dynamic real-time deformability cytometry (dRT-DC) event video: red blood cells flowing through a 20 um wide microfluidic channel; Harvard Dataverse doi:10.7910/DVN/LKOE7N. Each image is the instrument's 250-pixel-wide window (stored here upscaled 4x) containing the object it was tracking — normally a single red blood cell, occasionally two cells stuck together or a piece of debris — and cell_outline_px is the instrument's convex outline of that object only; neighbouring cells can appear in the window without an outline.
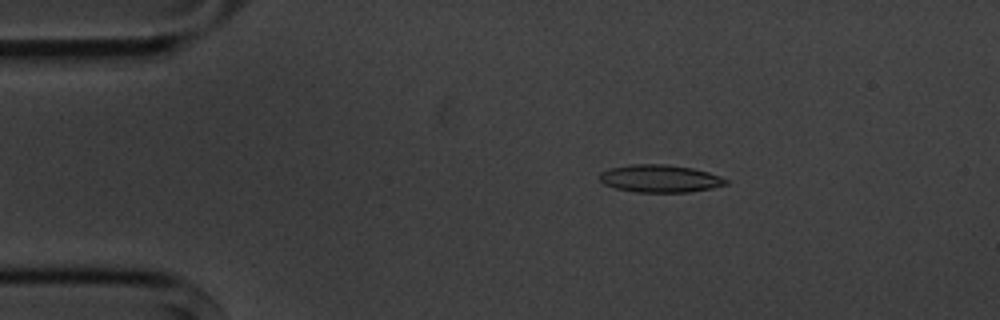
{"species": "common noctule bat (a hibernating species)", "species_latin": "Nyctalus noctula", "temperature_condition": "cold", "stored_images_in_passage": 5, "segment_of_instrument_passage": [1, 2], "camera_frame_rate_fps": 3000, "um_per_image_px": 0.085, "animal": {"sex": "male", "body_mass_g": 20.1, "forearm_length_mm": 53.5}, "frame": {"image": 1, "passage_image": 2, "time_ms": 2.0, "image_size_px": [1000, 320], "cell_outline_px": [[728, 184], [712, 188], [688, 192], [636, 192], [616, 188], [604, 184], [600, 180], [600, 172], [612, 168], [632, 164], [664, 164], [692, 168], [708, 172], [720, 176], [728, 180]], "centroid_in_image_um": [56.12, 15.18], "position_along_channel_um": 28.9, "area_um2": 20.17}}